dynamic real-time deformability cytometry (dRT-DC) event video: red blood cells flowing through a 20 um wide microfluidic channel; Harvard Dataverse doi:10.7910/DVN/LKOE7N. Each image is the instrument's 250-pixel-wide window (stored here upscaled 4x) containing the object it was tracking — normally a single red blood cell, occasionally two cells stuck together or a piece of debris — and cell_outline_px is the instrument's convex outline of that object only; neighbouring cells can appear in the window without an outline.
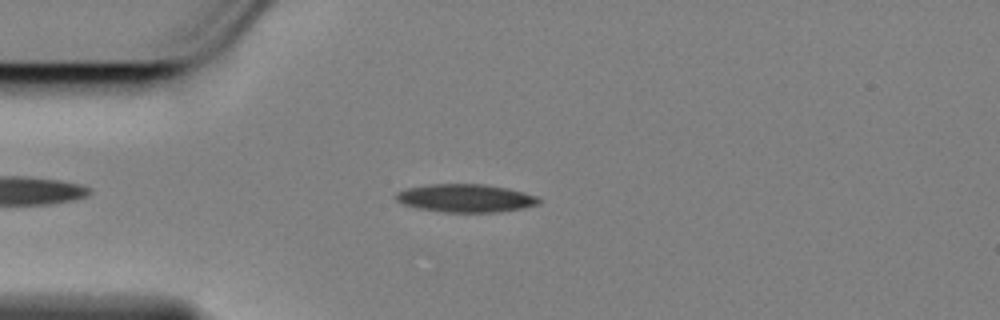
{"species": "Egyptian fruit bat (a non-hibernating species)", "species_latin": "Rousettus aegyptiacus", "temperature_condition": "cold", "stored_images_in_passage": 48, "camera_frame_rate_fps": 3000, "um_per_image_px": 0.085, "animal": {"sex": "female"}, "frame": {"image": 1, "passage_image": 9, "time_ms": 2.667, "image_size_px": [1000, 320], "cell_outline_px": [[540, 204], [524, 208], [496, 212], [444, 212], [416, 208], [404, 204], [396, 200], [396, 192], [408, 188], [428, 184], [484, 184], [508, 188], [524, 192], [536, 196], [540, 200]], "centroid_in_image_um": [39.58, 16.84], "position_along_channel_um": 45.4, "area_um2": 23.41}}
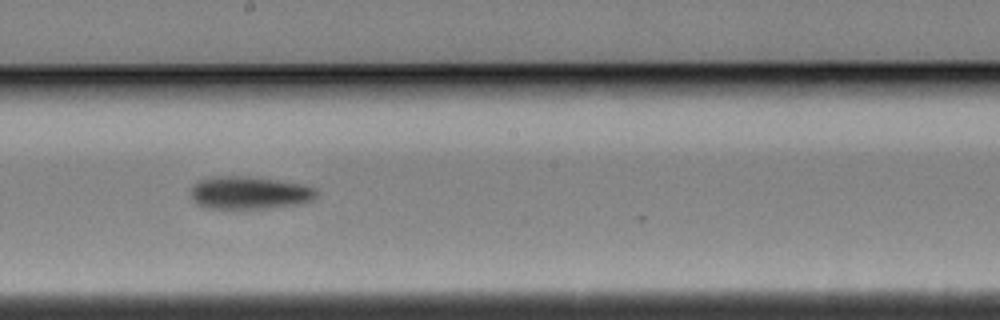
{"frame": {"image": 2, "passage_image": 26, "time_ms": 8.333, "image_size_px": [1000, 320], "cell_outline_px": [[316, 196], [312, 200], [296, 204], [268, 208], [208, 208], [196, 204], [192, 200], [188, 192], [200, 180], [216, 176], [248, 176], [304, 184], [316, 188]], "centroid_in_image_um": [21.17, 16.38], "position_along_channel_um": 227.0, "area_um2": 23.93}}
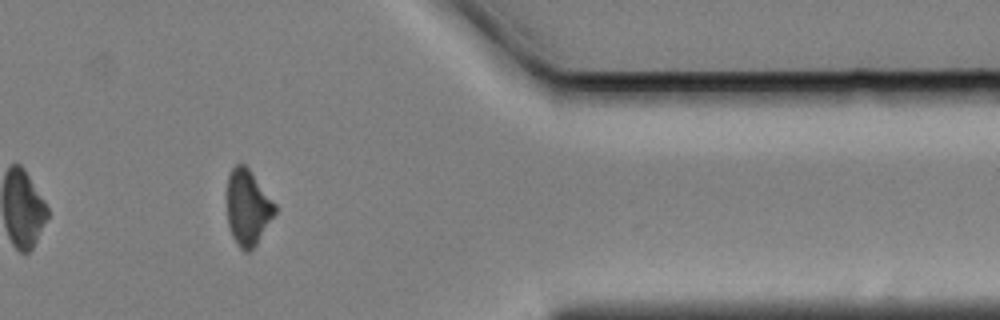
{"frame": {"image": 3, "passage_image": 42, "time_ms": 13.667, "image_size_px": [1000, 320], "cell_outline_px": [[276, 212], [256, 244], [248, 252], [244, 252], [240, 248], [232, 236], [228, 224], [228, 176], [232, 168], [236, 164], [244, 164], [248, 168], [276, 204]], "centroid_in_image_um": [21.06, 17.64], "position_along_channel_um": 390.3, "area_um2": 20.75}, "authors_computed_cell_mechanics": {"area_um2": 23.0044, "velocity_mm_per_s": 3.4611, "shape_relaxation_time_tau1_ms": 3.3882, "shape_relaxation_time_tau2_ms": null, "deformation_change_tau1": 0.1403, "deformation_change_tau2": null}}